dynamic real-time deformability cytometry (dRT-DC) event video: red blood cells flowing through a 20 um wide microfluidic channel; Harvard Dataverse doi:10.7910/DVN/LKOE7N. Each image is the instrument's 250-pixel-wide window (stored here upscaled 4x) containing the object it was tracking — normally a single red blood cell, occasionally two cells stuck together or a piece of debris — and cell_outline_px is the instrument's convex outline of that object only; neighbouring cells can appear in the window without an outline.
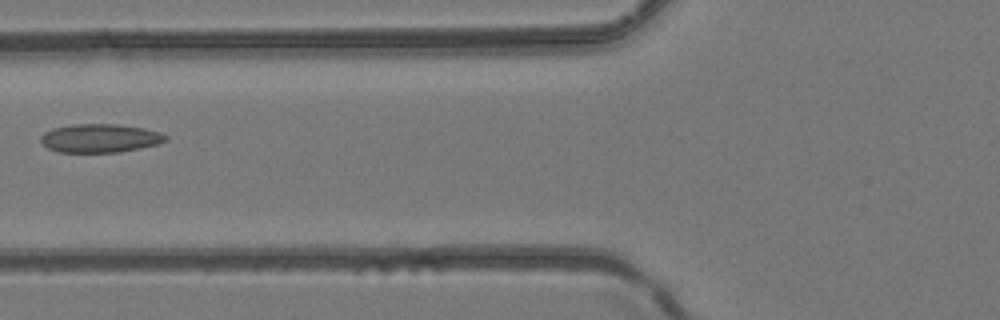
{"species": "common noctule bat (a hibernating species)", "species_latin": "Nyctalus noctula", "temperature_condition": "room temperature", "stored_images_in_passage": 5, "camera_frame_rate_fps": 3000, "um_per_image_px": 0.085, "animal": {"sex": "female", "body_mass_g": 24.6, "forearm_length_mm": 56.2}, "frame": {"image": 1, "passage_image": 5, "time_ms": 1.333, "image_size_px": [1000, 320], "cell_outline_px": [[168, 140], [156, 144], [140, 148], [120, 152], [60, 152], [48, 148], [40, 140], [40, 136], [44, 132], [52, 128], [72, 124], [116, 124], [144, 128], [160, 132], [168, 136]], "centroid_in_image_um": [8.5, 11.74], "position_along_channel_um": 117.3, "area_um2": 20.81}}